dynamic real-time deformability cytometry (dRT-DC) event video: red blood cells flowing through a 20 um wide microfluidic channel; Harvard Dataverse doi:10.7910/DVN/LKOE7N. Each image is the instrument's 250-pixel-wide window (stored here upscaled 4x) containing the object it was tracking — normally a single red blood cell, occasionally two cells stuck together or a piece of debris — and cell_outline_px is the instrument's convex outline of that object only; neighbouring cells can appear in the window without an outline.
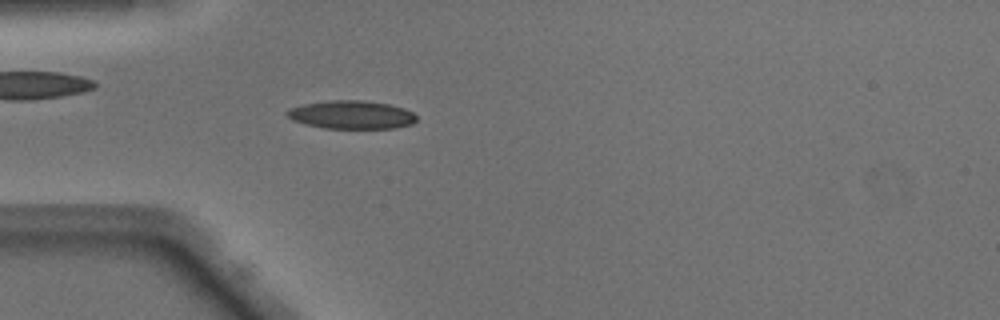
{"species": "Egyptian fruit bat (a non-hibernating species)", "species_latin": "Rousettus aegyptiacus", "temperature_condition": "warm", "stored_images_in_passage": 43, "camera_frame_rate_fps": 3000, "um_per_image_px": 0.085, "animal": {"sex": "male"}, "frame": {"image": 1, "passage_image": 8, "time_ms": 2.333, "image_size_px": [1000, 320], "cell_outline_px": [[416, 120], [412, 124], [396, 128], [324, 128], [292, 120], [284, 112], [288, 108], [304, 104], [328, 100], [364, 100], [388, 104], [404, 108], [412, 112], [416, 116]], "centroid_in_image_um": [29.87, 9.74], "position_along_channel_um": 55.1, "area_um2": 21.33}}
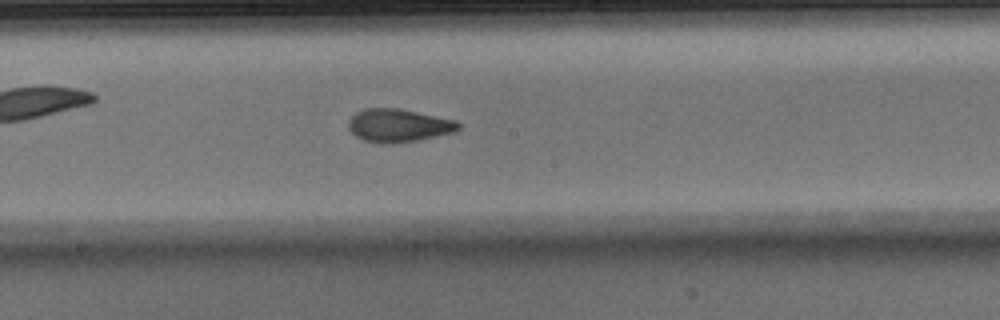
{"frame": {"image": 2, "passage_image": 20, "time_ms": 6.333, "image_size_px": [1000, 320], "cell_outline_px": [[460, 128], [456, 132], [416, 140], [392, 144], [384, 144], [364, 140], [356, 136], [348, 128], [348, 120], [356, 112], [364, 108], [400, 108], [456, 120], [460, 124]], "centroid_in_image_um": [33.87, 10.66], "position_along_channel_um": 214.3, "area_um2": 21.33}}
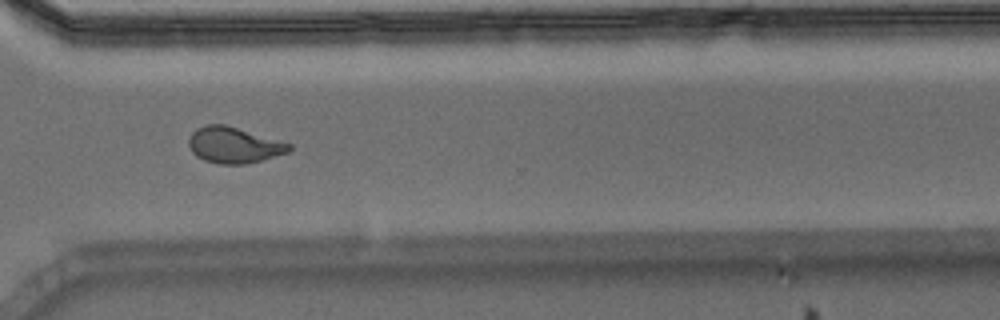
{"frame": {"image": 3, "passage_image": 30, "time_ms": 9.667, "image_size_px": [1000, 320], "cell_outline_px": [[292, 148], [288, 152], [260, 160], [244, 164], [220, 164], [204, 160], [196, 156], [192, 152], [188, 144], [188, 140], [192, 132], [196, 128], [208, 124], [224, 124], [292, 144]], "centroid_in_image_um": [19.84, 12.33], "position_along_channel_um": 350.8, "area_um2": 20.87}, "authors_computed_cell_mechanics": {"area_um2": 20.9236, "velocity_mm_per_s": 4.0972, "shape_relaxation_time_tau1_ms": null, "shape_relaxation_time_tau2_ms": 1.5395, "deformation_change_tau1": null, "deformation_change_tau2": 0.0719}}